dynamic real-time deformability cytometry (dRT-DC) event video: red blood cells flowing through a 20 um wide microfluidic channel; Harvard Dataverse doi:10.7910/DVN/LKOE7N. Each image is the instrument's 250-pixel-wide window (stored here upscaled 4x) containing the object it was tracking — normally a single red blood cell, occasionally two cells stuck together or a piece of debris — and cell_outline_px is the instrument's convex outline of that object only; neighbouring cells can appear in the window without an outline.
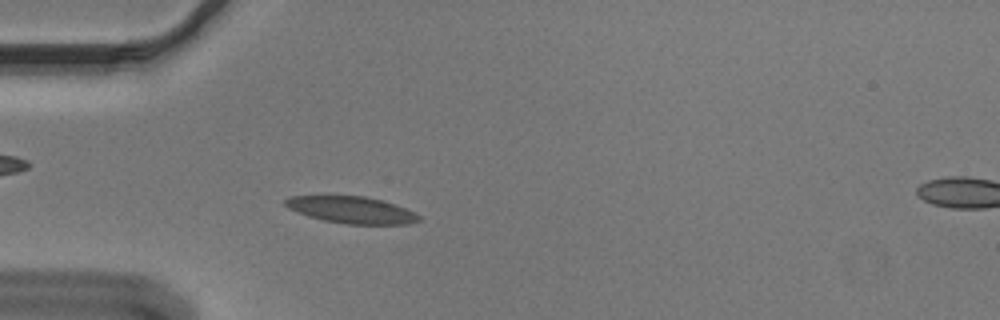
{"species": "Egyptian fruit bat (a non-hibernating species)", "species_latin": "Rousettus aegyptiacus", "temperature_condition": "cold", "stored_images_in_passage": 51, "camera_frame_rate_fps": 3000, "um_per_image_px": 0.085, "animal": {"sex": "male"}, "frame": {"image": 1, "passage_image": 12, "time_ms": 3.667, "image_size_px": [1000, 320], "cell_outline_px": [[420, 220], [408, 224], [344, 224], [324, 220], [308, 216], [288, 208], [284, 204], [284, 200], [292, 196], [364, 196], [380, 200], [404, 208], [420, 216]], "centroid_in_image_um": [29.85, 17.85], "position_along_channel_um": 55.2, "area_um2": 20.52}}
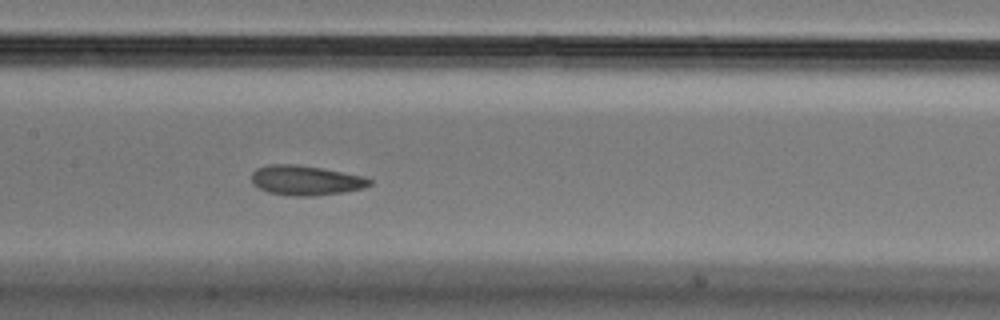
{"frame": {"image": 2, "passage_image": 23, "time_ms": 7.333, "image_size_px": [1000, 320], "cell_outline_px": [[372, 184], [364, 188], [316, 196], [292, 196], [268, 192], [252, 184], [252, 172], [256, 168], [268, 164], [296, 164], [320, 168], [364, 176], [372, 180]], "centroid_in_image_um": [25.97, 15.33], "position_along_channel_um": 181.4, "area_um2": 20.46}}
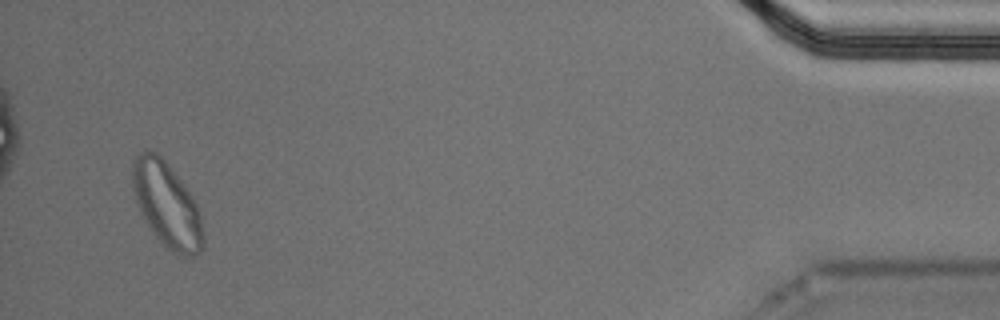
{"frame": {"image": 3, "passage_image": 49, "time_ms": 16.0, "image_size_px": [1000, 320], "cell_outline_px": [[204, 244], [200, 252], [196, 256], [180, 256], [172, 252], [156, 236], [140, 212], [132, 188], [132, 160], [144, 148], [156, 152], [168, 164], [192, 196], [200, 212], [204, 236]], "centroid_in_image_um": [14.18, 17.39], "position_along_channel_um": 421.0, "area_um2": 34.91}, "authors_computed_cell_mechanics": {"area_um2": 20.6346, "velocity_mm_per_s": 3.6142, "shape_relaxation_time_tau1_ms": null, "shape_relaxation_time_tau2_ms": 1.7619, "deformation_change_tau1": null, "deformation_change_tau2": 0.0778}}